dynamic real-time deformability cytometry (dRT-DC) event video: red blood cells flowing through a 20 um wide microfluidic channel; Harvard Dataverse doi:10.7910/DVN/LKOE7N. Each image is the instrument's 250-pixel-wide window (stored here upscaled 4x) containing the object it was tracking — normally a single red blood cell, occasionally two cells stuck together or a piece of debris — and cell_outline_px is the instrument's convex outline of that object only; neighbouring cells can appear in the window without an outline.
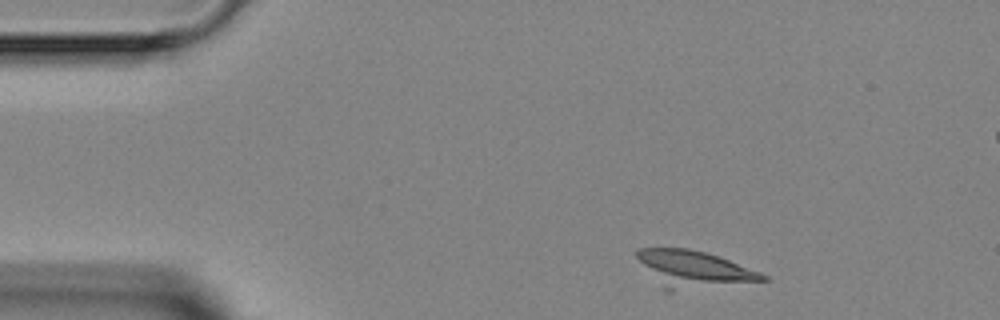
{"species": "Egyptian fruit bat (a non-hibernating species)", "species_latin": "Rousettus aegyptiacus", "temperature_condition": "room temperature", "stored_images_in_passage": 4, "segment_of_instrument_passage": [1, 2], "camera_frame_rate_fps": 3000, "um_per_image_px": 0.085, "animal": {"sex": "female"}, "frame": {"image": 1, "passage_image": 1, "time_ms": 0.0, "image_size_px": [1000, 320], "cell_outline_px": [[768, 280], [672, 292], [664, 292], [660, 288], [636, 256], [636, 252], [640, 248], [688, 248], [704, 252], [728, 260], [760, 272], [768, 276]], "centroid_in_image_um": [58.93, 22.91], "position_along_channel_um": 26.1, "area_um2": 26.93}}